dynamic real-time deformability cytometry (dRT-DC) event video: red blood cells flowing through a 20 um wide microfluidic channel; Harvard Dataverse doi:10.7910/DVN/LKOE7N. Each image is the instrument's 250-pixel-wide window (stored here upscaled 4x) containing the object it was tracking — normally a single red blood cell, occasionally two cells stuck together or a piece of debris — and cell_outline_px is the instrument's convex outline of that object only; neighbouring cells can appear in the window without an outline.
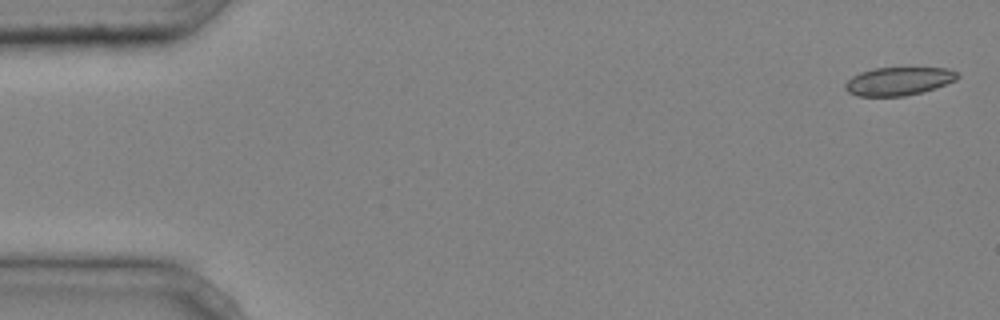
{"species": "common noctule bat (a hibernating species)", "species_latin": "Nyctalus noctula", "temperature_condition": "cold", "stored_images_in_passage": 42, "camera_frame_rate_fps": 3000, "um_per_image_px": 0.085, "animal": {"sex": "male", "body_mass_g": 20.4}, "frame": {"image": 1, "passage_image": 1, "time_ms": 0.0, "image_size_px": [1000, 320], "cell_outline_px": [[960, 76], [956, 80], [936, 88], [904, 96], [856, 96], [848, 92], [844, 88], [844, 84], [852, 76], [860, 72], [872, 68], [948, 68], [956, 72]], "centroid_in_image_um": [76.36, 6.9], "position_along_channel_um": 8.6, "area_um2": 18.5}}
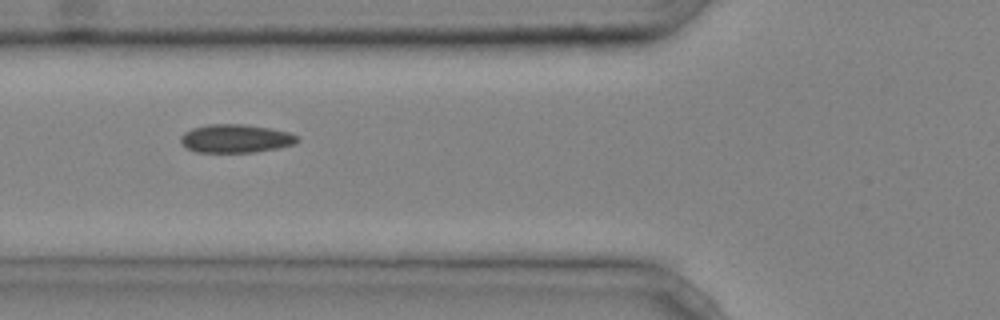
{"frame": {"image": 2, "passage_image": 17, "time_ms": 5.333, "image_size_px": [1000, 320], "cell_outline_px": [[300, 140], [296, 144], [256, 152], [196, 152], [188, 148], [180, 140], [180, 136], [184, 132], [192, 128], [208, 124], [244, 124], [272, 128], [288, 132], [300, 136]], "centroid_in_image_um": [20.08, 11.77], "position_along_channel_um": 105.7, "area_um2": 19.42}}
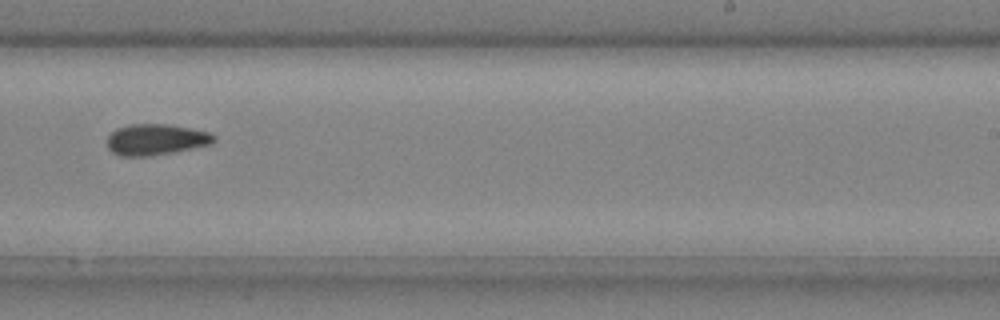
{"frame": {"image": 3, "passage_image": 29, "time_ms": 9.333, "image_size_px": [1000, 320], "cell_outline_px": [[216, 140], [212, 144], [152, 156], [120, 156], [112, 152], [108, 148], [108, 136], [116, 128], [128, 124], [168, 124], [192, 128], [208, 132], [216, 136]], "centroid_in_image_um": [13.26, 11.85], "position_along_channel_um": 275.7, "area_um2": 19.42}, "authors_computed_cell_mechanics": {"area_um2": 19.074, "velocity_mm_per_s": 4.2509, "shape_relaxation_time_tau1_ms": null, "shape_relaxation_time_tau2_ms": 8.0691, "deformation_change_tau1": null, "deformation_change_tau2": 0.1056}}